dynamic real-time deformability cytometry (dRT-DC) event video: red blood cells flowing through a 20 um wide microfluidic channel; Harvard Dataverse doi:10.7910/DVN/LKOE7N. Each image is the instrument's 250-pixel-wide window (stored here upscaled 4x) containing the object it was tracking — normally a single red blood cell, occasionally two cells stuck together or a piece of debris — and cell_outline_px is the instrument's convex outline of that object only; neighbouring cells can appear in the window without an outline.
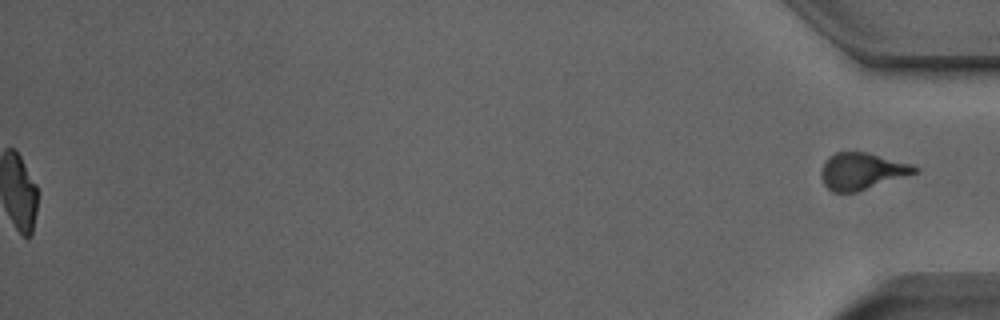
{"species": "Egyptian fruit bat (a non-hibernating species)", "species_latin": "Rousettus aegyptiacus", "temperature_condition": "room temperature", "stored_images_in_passage": 45, "segment_of_instrument_passage": [2, 2], "camera_frame_rate_fps": 3000, "um_per_image_px": 0.085, "animal": {"sex": "male"}, "frame": {"image": 1, "passage_image": 45, "time_ms": 14.667, "image_size_px": [1000, 320], "cell_outline_px": [[920, 168], [916, 172], [856, 192], [832, 192], [824, 184], [820, 176], [820, 172], [824, 160], [828, 156], [836, 152], [864, 152], [912, 164]], "centroid_in_image_um": [73.19, 14.54], "position_along_channel_um": 362.0, "area_um2": 19.77}}